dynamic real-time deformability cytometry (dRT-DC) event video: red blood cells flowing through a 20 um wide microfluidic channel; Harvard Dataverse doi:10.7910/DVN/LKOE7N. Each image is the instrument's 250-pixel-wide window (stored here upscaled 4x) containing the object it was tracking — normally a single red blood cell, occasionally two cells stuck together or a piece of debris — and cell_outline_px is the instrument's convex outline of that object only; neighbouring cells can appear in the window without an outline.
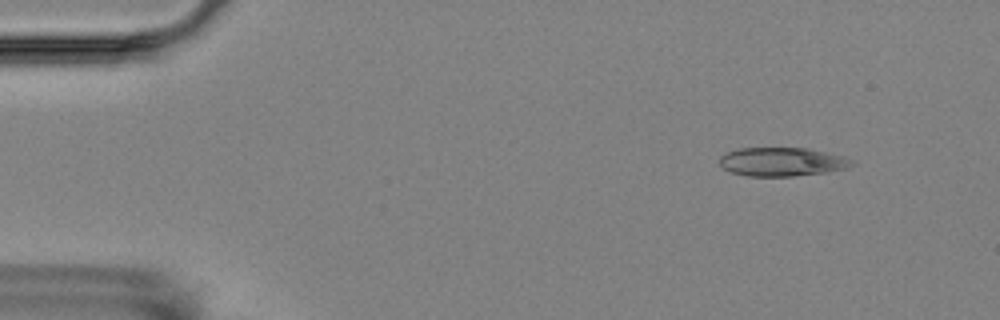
{"species": "Egyptian fruit bat (a non-hibernating species)", "species_latin": "Rousettus aegyptiacus", "temperature_condition": "room temperature", "stored_images_in_passage": 5, "camera_frame_rate_fps": 3000, "um_per_image_px": 0.085, "animal": {"sex": "female"}, "frame": {"image": 1, "passage_image": 1, "time_ms": 0.0, "image_size_px": [1000, 320], "cell_outline_px": [[856, 160], [848, 168], [824, 172], [792, 176], [748, 176], [732, 172], [724, 168], [720, 164], [720, 156], [724, 152], [740, 148], [808, 148], [844, 156]], "centroid_in_image_um": [66.48, 13.74], "position_along_channel_um": 18.5, "area_um2": 22.14}}